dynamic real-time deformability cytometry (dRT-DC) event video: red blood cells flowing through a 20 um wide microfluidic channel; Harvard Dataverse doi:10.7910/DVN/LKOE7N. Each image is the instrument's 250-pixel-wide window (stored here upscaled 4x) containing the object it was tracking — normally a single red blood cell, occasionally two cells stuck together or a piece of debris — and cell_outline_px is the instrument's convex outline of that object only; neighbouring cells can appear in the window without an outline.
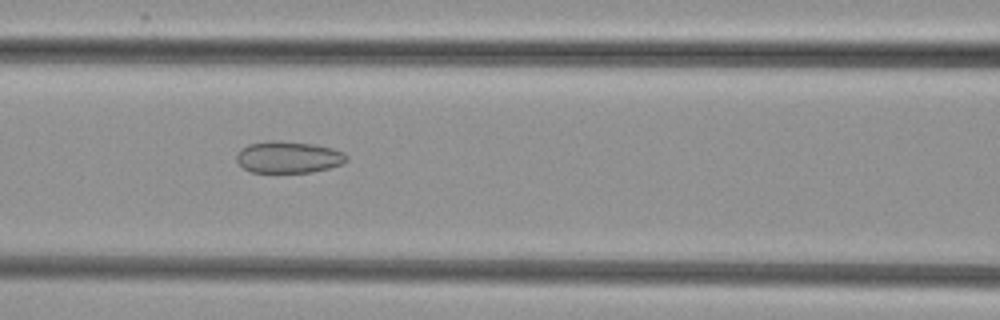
{"species": "common noctule bat (a hibernating species)", "species_latin": "Nyctalus noctula", "temperature_condition": "cold", "stored_images_in_passage": 53, "camera_frame_rate_fps": 3000, "um_per_image_px": 0.085, "animal": {"sex": "female", "body_mass_g": 29.2, "forearm_length_mm": 56.3}, "frame": {"image": 1, "passage_image": 24, "time_ms": 7.667, "image_size_px": [1000, 320], "cell_outline_px": [[348, 160], [344, 164], [328, 168], [308, 172], [252, 172], [244, 168], [236, 160], [236, 152], [248, 144], [268, 140], [280, 140], [316, 144], [332, 148], [344, 152], [348, 156]], "centroid_in_image_um": [24.53, 13.34], "position_along_channel_um": 142.1, "area_um2": 20.58}}
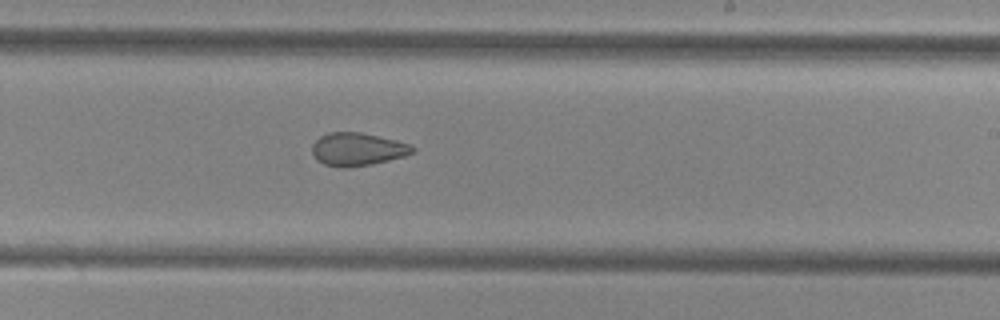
{"frame": {"image": 2, "passage_image": 33, "time_ms": 10.667, "image_size_px": [1000, 320], "cell_outline_px": [[416, 152], [404, 156], [372, 164], [348, 168], [340, 168], [324, 164], [316, 160], [312, 152], [312, 144], [320, 136], [328, 132], [360, 132], [396, 140], [412, 144], [416, 148]], "centroid_in_image_um": [30.39, 12.69], "position_along_channel_um": 258.6, "area_um2": 19.54}}
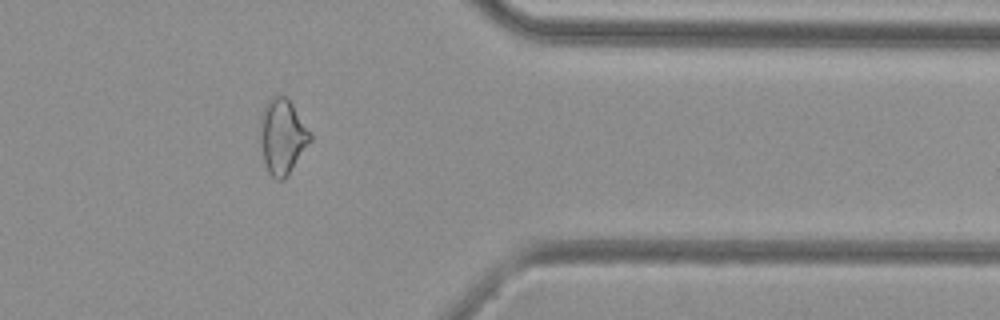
{"frame": {"image": 3, "passage_image": 44, "time_ms": 14.333, "image_size_px": [1000, 320], "cell_outline_px": [[312, 140], [284, 180], [276, 180], [268, 172], [264, 160], [260, 144], [260, 120], [264, 104], [276, 92], [284, 96], [292, 104], [312, 136]], "centroid_in_image_um": [23.98, 11.58], "position_along_channel_um": 387.4, "area_um2": 21.85}}